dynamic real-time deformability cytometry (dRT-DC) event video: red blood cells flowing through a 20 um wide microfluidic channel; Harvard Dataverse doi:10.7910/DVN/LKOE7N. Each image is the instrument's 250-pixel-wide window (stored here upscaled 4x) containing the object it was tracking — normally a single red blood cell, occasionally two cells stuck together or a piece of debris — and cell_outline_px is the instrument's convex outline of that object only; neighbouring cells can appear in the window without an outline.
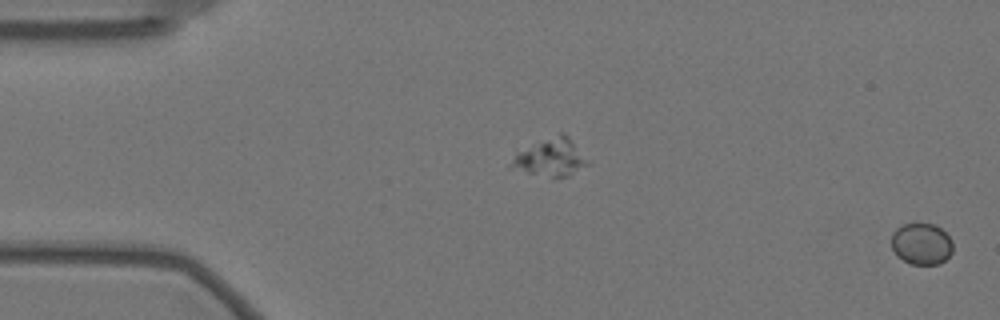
{"species": "Egyptian fruit bat (a non-hibernating species)", "species_latin": "Rousettus aegyptiacus", "temperature_condition": "warm", "stored_images_in_passage": 12, "camera_frame_rate_fps": 3000, "um_per_image_px": 0.085, "animal": {"sex": "female"}, "frame": {"image": 1, "passage_image": 1, "time_ms": 0.0, "image_size_px": [1000, 320], "cell_outline_px": [[952, 252], [940, 264], [912, 264], [896, 256], [892, 248], [892, 232], [896, 228], [904, 224], [936, 224], [952, 240]], "centroid_in_image_um": [78.32, 20.73], "position_along_channel_um": 6.7, "area_um2": 14.8}}